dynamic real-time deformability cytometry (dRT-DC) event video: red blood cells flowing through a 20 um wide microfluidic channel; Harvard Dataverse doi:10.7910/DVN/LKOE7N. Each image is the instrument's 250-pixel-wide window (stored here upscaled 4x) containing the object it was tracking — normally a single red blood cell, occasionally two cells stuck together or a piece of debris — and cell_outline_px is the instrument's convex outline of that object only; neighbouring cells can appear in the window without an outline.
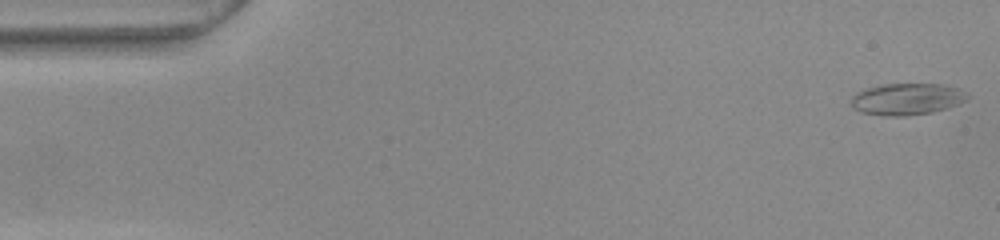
{"species": "common noctule bat (a hibernating species)", "species_latin": "Nyctalus noctula", "temperature_condition": "warm", "stored_images_in_passage": 51, "camera_frame_rate_fps": 3000, "um_per_image_px": 0.085, "animal": {"sex": "female", "body_mass_g": 22.0, "forearm_length_mm": 56.7}, "frame": {"image": 1, "passage_image": 1, "time_ms": 0.0, "image_size_px": [1000, 240], "cell_outline_px": [[968, 96], [960, 104], [948, 108], [932, 112], [908, 116], [884, 116], [860, 112], [852, 108], [852, 96], [856, 92], [864, 88], [880, 84], [940, 84], [956, 88], [968, 92]], "centroid_in_image_um": [77.05, 8.42], "position_along_channel_um": 7.9, "area_um2": 21.68}}
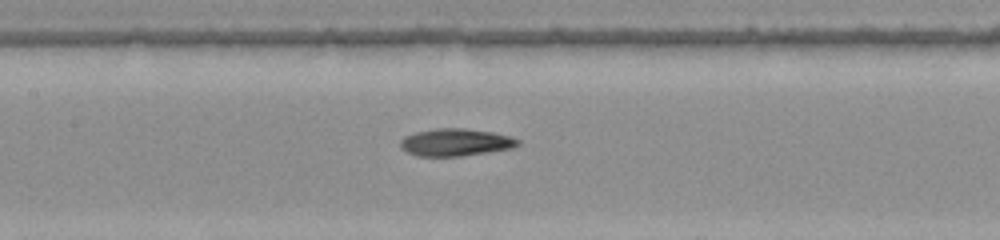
{"frame": {"image": 2, "passage_image": 24, "time_ms": 7.667, "image_size_px": [1000, 240], "cell_outline_px": [[520, 144], [512, 148], [460, 156], [416, 156], [400, 148], [400, 140], [404, 136], [416, 132], [436, 128], [464, 128], [492, 132], [512, 136], [520, 140]], "centroid_in_image_um": [38.72, 12.09], "position_along_channel_um": 168.7, "area_um2": 18.79}}
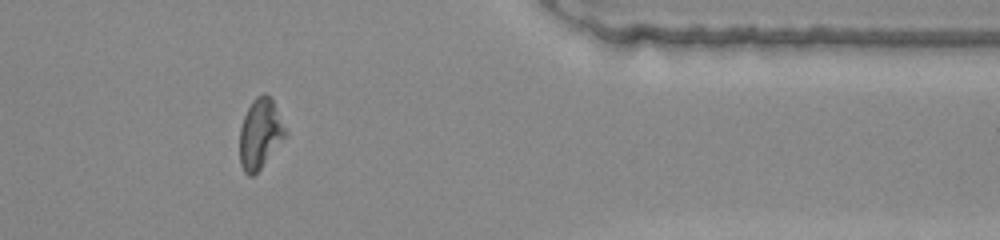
{"frame": {"image": 3, "passage_image": 43, "time_ms": 14.0, "image_size_px": [1000, 240], "cell_outline_px": [[288, 136], [260, 168], [252, 176], [248, 176], [244, 172], [240, 164], [240, 128], [244, 116], [252, 100], [256, 96], [264, 92], [272, 100], [288, 128]], "centroid_in_image_um": [22.15, 11.36], "position_along_channel_um": 389.3, "area_um2": 18.9}}